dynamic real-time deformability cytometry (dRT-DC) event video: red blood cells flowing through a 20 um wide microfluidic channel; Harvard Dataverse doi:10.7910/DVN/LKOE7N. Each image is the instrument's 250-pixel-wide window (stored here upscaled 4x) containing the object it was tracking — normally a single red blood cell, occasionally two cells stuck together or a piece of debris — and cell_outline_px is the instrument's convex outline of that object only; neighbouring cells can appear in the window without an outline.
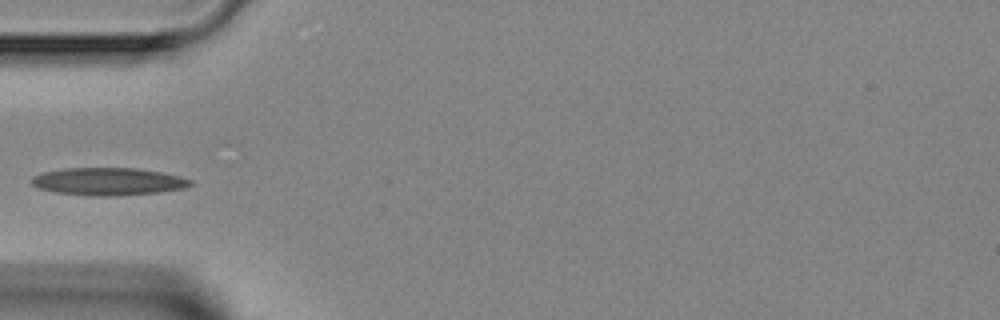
{"species": "Egyptian fruit bat (a non-hibernating species)", "species_latin": "Rousettus aegyptiacus", "temperature_condition": "room temperature", "stored_images_in_passage": 4, "camera_frame_rate_fps": 3000, "um_per_image_px": 0.085, "animal": {"sex": "female"}, "frame": {"image": 1, "passage_image": 4, "time_ms": 3.333, "image_size_px": [1000, 320], "cell_outline_px": [[192, 184], [184, 188], [160, 192], [116, 196], [92, 196], [56, 192], [40, 188], [32, 184], [32, 176], [44, 172], [64, 168], [136, 168], [160, 172], [180, 176], [192, 180]], "centroid_in_image_um": [9.22, 15.43], "position_along_channel_um": 75.8, "area_um2": 25.43}}